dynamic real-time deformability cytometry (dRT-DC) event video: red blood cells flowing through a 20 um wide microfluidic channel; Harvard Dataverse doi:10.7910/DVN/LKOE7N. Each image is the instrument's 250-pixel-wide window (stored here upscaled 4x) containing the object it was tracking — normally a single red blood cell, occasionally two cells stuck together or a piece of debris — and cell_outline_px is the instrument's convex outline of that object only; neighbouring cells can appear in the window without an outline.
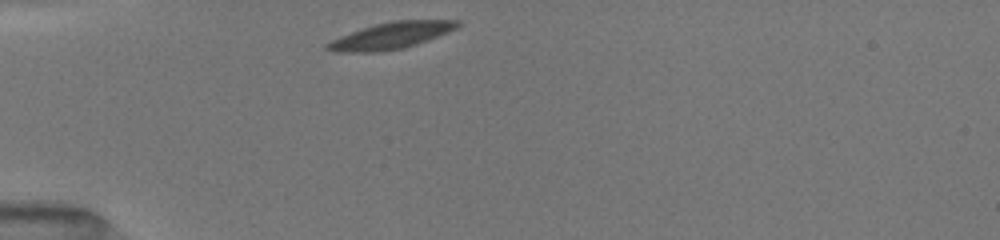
{"species": "common noctule bat (a hibernating species)", "species_latin": "Nyctalus noctula", "temperature_condition": "room temperature", "stored_images_in_passage": 5, "camera_frame_rate_fps": 3000, "um_per_image_px": 0.085, "animal": {"sex": "female", "body_mass_g": 19.5, "forearm_length_mm": 54.1}, "frame": {"image": 1, "passage_image": 1, "time_ms": 0.0, "image_size_px": [1000, 240], "cell_outline_px": [[460, 24], [456, 28], [436, 36], [400, 48], [372, 52], [344, 52], [324, 48], [324, 44], [340, 36], [376, 24], [392, 20], [460, 20]], "centroid_in_image_um": [33.21, 3.01], "position_along_channel_um": 51.8, "area_um2": 19.36}}
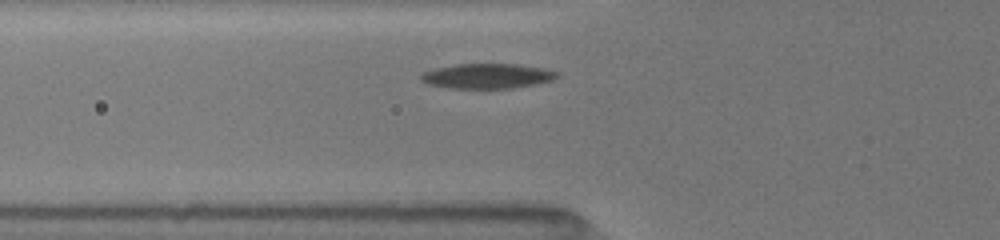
{"frame": {"image": 2, "passage_image": 3, "time_ms": 1.333, "image_size_px": [1000, 240], "cell_outline_px": [[560, 72], [552, 80], [536, 84], [512, 88], [448, 88], [428, 84], [420, 80], [420, 76], [424, 72], [436, 68], [456, 64], [520, 64], [544, 68]], "centroid_in_image_um": [41.42, 6.46], "position_along_channel_um": 84.4, "area_um2": 19.77}}
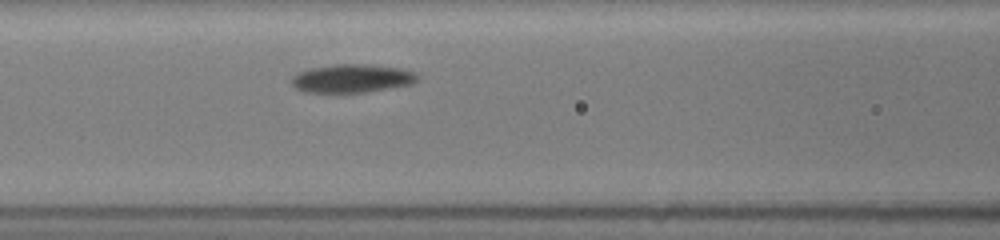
{"frame": {"image": 3, "passage_image": 5, "time_ms": 2.667, "image_size_px": [1000, 240], "cell_outline_px": [[416, 80], [412, 84], [368, 92], [344, 96], [332, 96], [308, 92], [296, 88], [292, 84], [292, 76], [300, 72], [312, 68], [336, 64], [364, 64], [396, 68], [416, 72]], "centroid_in_image_um": [29.86, 6.73], "position_along_channel_um": 136.7, "area_um2": 21.44}}